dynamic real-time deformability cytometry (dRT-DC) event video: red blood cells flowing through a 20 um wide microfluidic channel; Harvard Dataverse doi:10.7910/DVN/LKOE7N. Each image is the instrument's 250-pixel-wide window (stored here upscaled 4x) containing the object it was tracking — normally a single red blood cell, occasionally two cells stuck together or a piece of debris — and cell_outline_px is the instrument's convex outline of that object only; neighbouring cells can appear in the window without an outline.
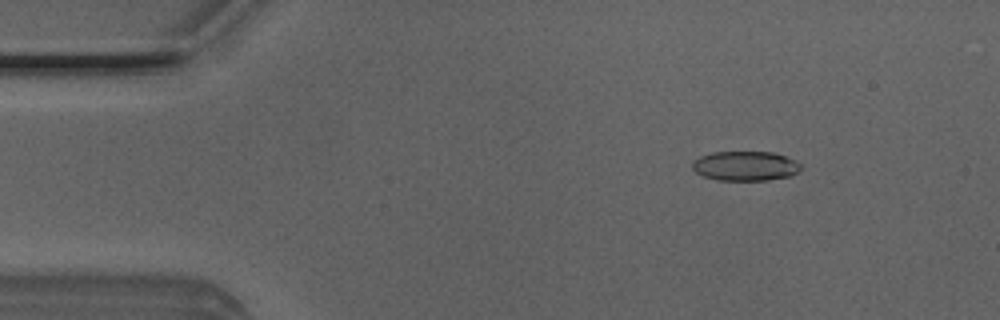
{"species": "Egyptian fruit bat (a non-hibernating species)", "species_latin": "Rousettus aegyptiacus", "temperature_condition": "room temperature", "stored_images_in_passage": 16, "camera_frame_rate_fps": 3000, "um_per_image_px": 0.085, "animal": {"sex": "male"}, "frame": {"image": 1, "passage_image": 7, "time_ms": 2.0, "image_size_px": [1000, 320], "cell_outline_px": [[800, 172], [792, 176], [768, 180], [716, 180], [704, 176], [696, 172], [692, 168], [692, 160], [700, 156], [712, 152], [772, 152], [796, 160], [800, 164]], "centroid_in_image_um": [63.35, 14.11], "position_along_channel_um": 21.6, "area_um2": 18.84}}